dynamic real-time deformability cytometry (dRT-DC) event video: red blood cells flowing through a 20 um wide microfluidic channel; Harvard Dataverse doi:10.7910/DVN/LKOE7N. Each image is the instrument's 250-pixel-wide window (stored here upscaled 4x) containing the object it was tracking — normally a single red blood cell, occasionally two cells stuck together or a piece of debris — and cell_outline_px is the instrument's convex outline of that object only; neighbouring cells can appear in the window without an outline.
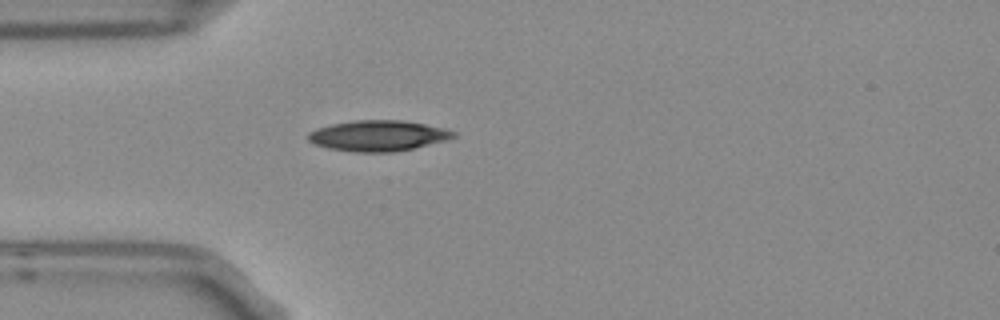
{"species": "Egyptian fruit bat (a non-hibernating species)", "species_latin": "Rousettus aegyptiacus", "temperature_condition": "room temperature", "stored_images_in_passage": 2, "camera_frame_rate_fps": 3000, "um_per_image_px": 0.085, "frame": {"image": 1, "passage_image": 2, "time_ms": 0.333, "image_size_px": [1000, 320], "cell_outline_px": [[456, 136], [444, 140], [412, 148], [392, 152], [356, 152], [328, 148], [316, 144], [308, 140], [308, 132], [316, 128], [332, 124], [356, 120], [400, 120], [424, 124], [444, 128], [456, 132]], "centroid_in_image_um": [32.1, 11.53], "position_along_channel_um": 52.9, "area_um2": 25.66}}